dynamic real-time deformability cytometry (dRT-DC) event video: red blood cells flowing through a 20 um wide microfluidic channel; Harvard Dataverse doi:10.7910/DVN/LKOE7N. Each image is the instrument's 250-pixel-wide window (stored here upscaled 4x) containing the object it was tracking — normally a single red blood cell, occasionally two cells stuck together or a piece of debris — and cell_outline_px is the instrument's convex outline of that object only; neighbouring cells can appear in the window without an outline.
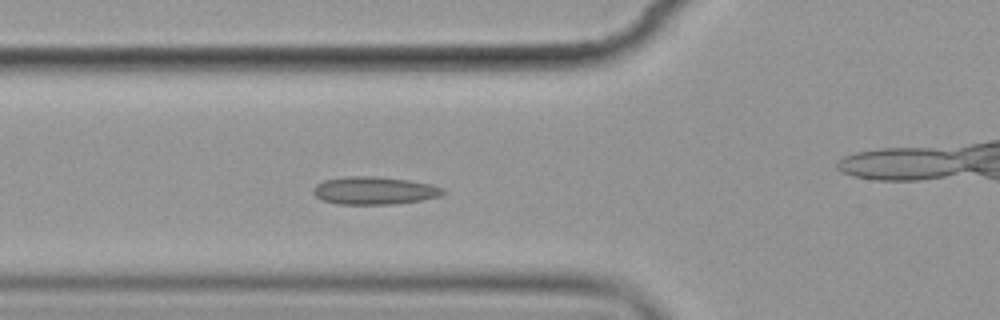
{"species": "common noctule bat (a hibernating species)", "species_latin": "Nyctalus noctula", "temperature_condition": "cold", "stored_images_in_passage": 6, "camera_frame_rate_fps": 3000, "um_per_image_px": 0.085, "animal": {"sex": "female", "body_mass_g": 19.9}, "frame": {"image": 1, "passage_image": 5, "time_ms": 4.667, "image_size_px": [1000, 320], "cell_outline_px": [[444, 192], [440, 196], [420, 200], [396, 204], [340, 204], [324, 200], [316, 196], [312, 192], [312, 188], [316, 184], [324, 180], [348, 176], [376, 176], [408, 180], [428, 184], [444, 188]], "centroid_in_image_um": [31.79, 16.19], "position_along_channel_um": 94.0, "area_um2": 20.87}}